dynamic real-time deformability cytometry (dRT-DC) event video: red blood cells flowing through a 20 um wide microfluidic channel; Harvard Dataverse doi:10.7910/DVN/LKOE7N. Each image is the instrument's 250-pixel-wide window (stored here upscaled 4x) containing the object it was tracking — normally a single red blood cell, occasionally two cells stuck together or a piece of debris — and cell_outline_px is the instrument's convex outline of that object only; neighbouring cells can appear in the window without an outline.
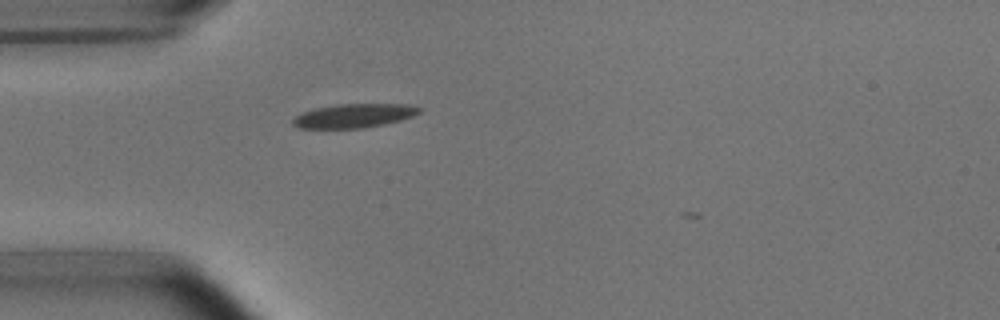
{"species": "common noctule bat (a hibernating species)", "species_latin": "Nyctalus noctula", "temperature_condition": "room temperature", "stored_images_in_passage": 2, "camera_frame_rate_fps": 3000, "um_per_image_px": 0.085, "animal": {"sex": "male", "body_mass_g": 15.6}, "frame": {"image": 1, "passage_image": 1, "time_ms": 0.0, "image_size_px": [1000, 320], "cell_outline_px": [[424, 108], [420, 112], [412, 116], [400, 120], [364, 128], [300, 128], [292, 124], [292, 120], [300, 112], [316, 108], [340, 104], [412, 104]], "centroid_in_image_um": [30.11, 9.83], "position_along_channel_um": 54.9, "area_um2": 17.63}}